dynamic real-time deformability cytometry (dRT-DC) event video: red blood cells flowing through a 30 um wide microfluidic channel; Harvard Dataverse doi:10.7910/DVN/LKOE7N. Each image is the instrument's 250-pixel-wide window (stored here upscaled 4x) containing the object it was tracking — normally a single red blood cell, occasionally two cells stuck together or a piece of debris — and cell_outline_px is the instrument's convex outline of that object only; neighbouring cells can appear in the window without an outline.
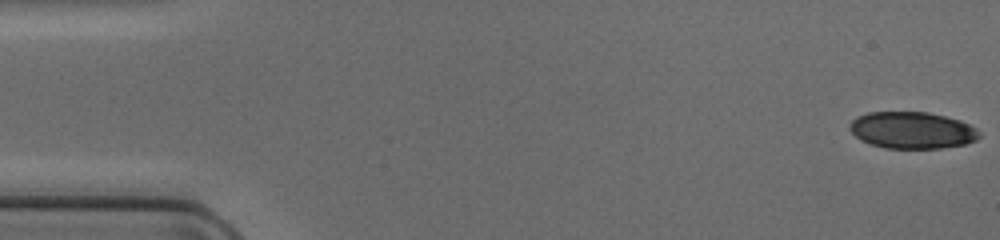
{"species": "common noctule bat (a hibernating species)", "species_latin": "Nyctalus noctula", "temperature_condition": "cold", "stored_images_in_passage": 48, "camera_frame_rate_fps": 3000, "um_per_image_px": 0.085, "animal": {"sex": "female", "body_mass_g": 17.0, "forearm_length_mm": 48.0}, "frame": {"image": 1, "passage_image": 1, "time_ms": 0.0, "image_size_px": [1000, 240], "cell_outline_px": [[980, 136], [976, 140], [964, 144], [940, 148], [884, 148], [860, 140], [848, 128], [848, 124], [856, 116], [868, 112], [928, 112], [960, 120], [976, 128]], "centroid_in_image_um": [77.49, 11.06], "position_along_channel_um": 7.5, "area_um2": 27.74}}
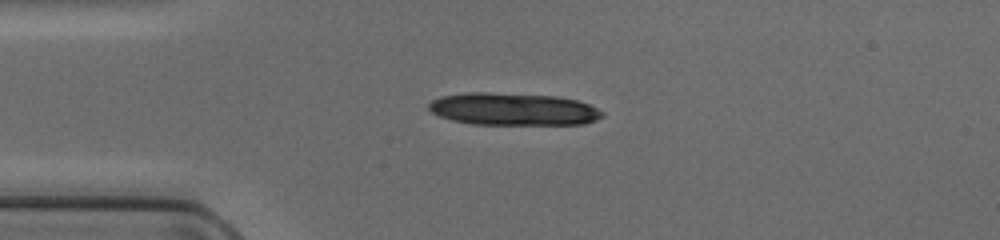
{"frame": {"image": 2, "passage_image": 12, "time_ms": 3.667, "image_size_px": [1000, 240], "cell_outline_px": [[604, 116], [596, 120], [584, 124], [472, 124], [452, 120], [440, 116], [432, 112], [428, 108], [428, 104], [432, 100], [440, 96], [468, 92], [488, 92], [556, 96], [576, 100], [588, 104], [604, 112]], "centroid_in_image_um": [43.61, 9.27], "position_along_channel_um": 41.4, "area_um2": 32.77}}
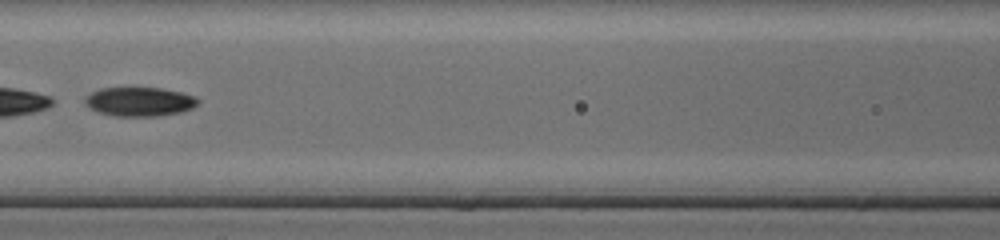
{"frame": {"image": 3, "passage_image": 22, "time_ms": 7.0, "image_size_px": [1000, 240], "cell_outline_px": [[200, 104], [192, 108], [180, 112], [156, 116], [116, 116], [100, 112], [84, 104], [84, 96], [100, 88], [160, 88], [180, 92], [196, 96], [200, 100]], "centroid_in_image_um": [11.88, 8.63], "position_along_channel_um": 154.7, "area_um2": 19.13}}